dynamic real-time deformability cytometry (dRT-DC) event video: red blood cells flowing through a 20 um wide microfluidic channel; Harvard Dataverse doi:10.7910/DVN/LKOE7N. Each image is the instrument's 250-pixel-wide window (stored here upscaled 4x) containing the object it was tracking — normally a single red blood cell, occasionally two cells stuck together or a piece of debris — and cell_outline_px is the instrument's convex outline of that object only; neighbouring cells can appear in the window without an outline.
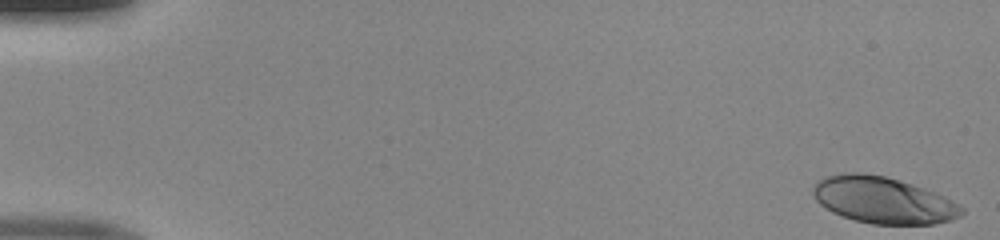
{"species": "human", "species_latin": "Homo sapiens", "temperature_condition": "room temperature", "stored_images_in_passage": 49, "camera_frame_rate_fps": 3000, "um_per_image_px": 0.085, "donor": {"sex": "male"}, "frame": {"image": 1, "passage_image": 1, "time_ms": 0.0, "image_size_px": [1000, 240], "cell_outline_px": [[964, 212], [960, 216], [952, 220], [932, 224], [872, 224], [856, 220], [832, 212], [820, 204], [812, 196], [812, 188], [824, 176], [844, 172], [860, 172], [884, 176], [912, 184], [924, 188], [944, 196], [952, 200], [964, 208]], "centroid_in_image_um": [75.06, 17.01], "position_along_channel_um": 9.9, "area_um2": 40.29}}
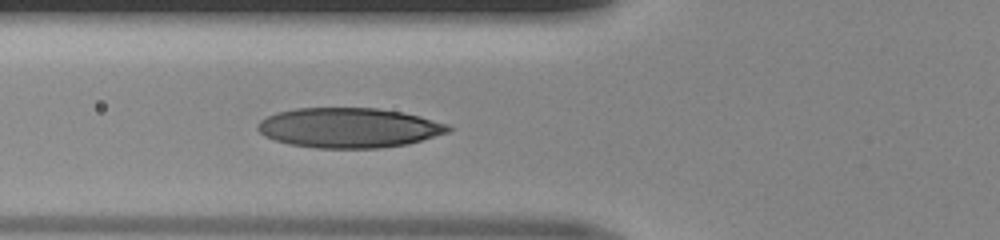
{"frame": {"image": 2, "passage_image": 19, "time_ms": 6.0, "image_size_px": [1000, 240], "cell_outline_px": [[452, 128], [448, 132], [408, 144], [380, 148], [316, 148], [288, 144], [264, 136], [256, 128], [256, 124], [260, 120], [276, 112], [296, 108], [376, 108], [400, 112], [420, 116], [448, 124]], "centroid_in_image_um": [29.62, 10.86], "position_along_channel_um": 96.2, "area_um2": 44.33}}
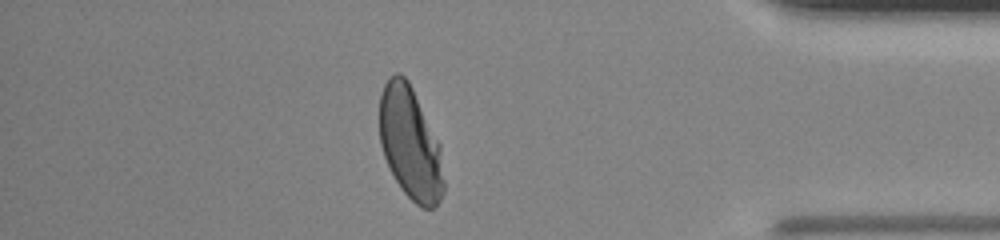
{"frame": {"image": 3, "passage_image": 43, "time_ms": 14.0, "image_size_px": [1000, 240], "cell_outline_px": [[444, 192], [440, 200], [432, 208], [420, 208], [404, 192], [396, 180], [384, 156], [380, 144], [380, 96], [384, 84], [396, 72], [400, 72], [408, 80], [440, 144], [444, 180]], "centroid_in_image_um": [34.88, 12.2], "position_along_channel_um": 400.3, "area_um2": 41.85}}